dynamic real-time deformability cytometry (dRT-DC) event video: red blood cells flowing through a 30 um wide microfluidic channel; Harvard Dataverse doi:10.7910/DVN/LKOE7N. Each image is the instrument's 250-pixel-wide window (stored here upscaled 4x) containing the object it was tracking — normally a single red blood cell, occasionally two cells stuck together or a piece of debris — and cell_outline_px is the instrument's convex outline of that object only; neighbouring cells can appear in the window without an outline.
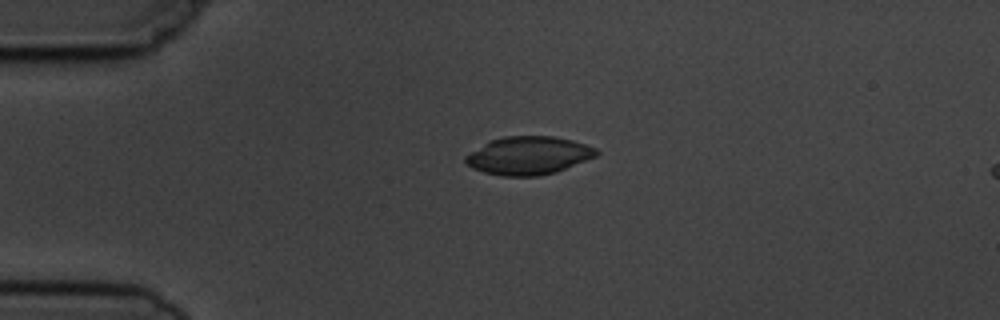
{"species": "common noctule bat (a hibernating species)", "species_latin": "Nyctalus noctula", "temperature_condition": "cold", "stored_images_in_passage": 3, "camera_frame_rate_fps": 3000, "um_per_image_px": 0.085, "animal": {"sex": "male", "body_mass_g": 19.5, "forearm_length_mm": 54.6}, "frame": {"image": 1, "passage_image": 1, "time_ms": 0.0, "image_size_px": [1000, 320], "cell_outline_px": [[600, 152], [596, 156], [556, 172], [540, 176], [500, 176], [484, 172], [472, 168], [464, 164], [464, 156], [484, 144], [492, 140], [504, 136], [552, 136], [572, 140], [596, 148]], "centroid_in_image_um": [44.9, 13.23], "position_along_channel_um": 40.1, "area_um2": 29.02}}
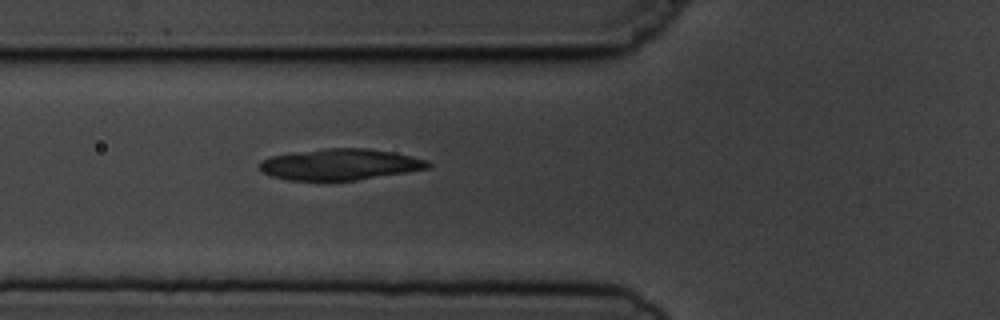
{"frame": {"image": 2, "passage_image": 3, "time_ms": 2.333, "image_size_px": [1000, 320], "cell_outline_px": [[432, 164], [428, 168], [408, 172], [356, 180], [288, 180], [272, 176], [264, 172], [260, 168], [260, 164], [264, 160], [272, 156], [324, 148], [368, 148], [392, 152], [412, 156], [428, 160]], "centroid_in_image_um": [28.97, 13.97], "position_along_channel_um": 96.8, "area_um2": 30.29}}